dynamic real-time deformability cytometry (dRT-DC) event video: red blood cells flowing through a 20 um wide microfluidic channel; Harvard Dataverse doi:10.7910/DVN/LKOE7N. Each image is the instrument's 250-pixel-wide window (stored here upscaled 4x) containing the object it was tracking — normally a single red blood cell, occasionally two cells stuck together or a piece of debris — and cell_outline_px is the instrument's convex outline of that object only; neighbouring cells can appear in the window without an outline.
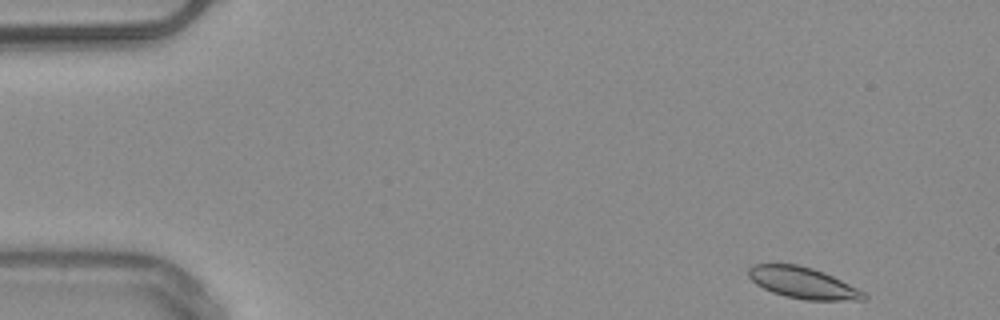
{"species": "common noctule bat (a hibernating species)", "species_latin": "Nyctalus noctula", "temperature_condition": "warm", "stored_images_in_passage": 49, "camera_frame_rate_fps": 3000, "um_per_image_px": 0.085, "animal": {"sex": "male", "body_mass_g": 20.4}, "frame": {"image": 1, "passage_image": 1, "time_ms": 0.0, "image_size_px": [1000, 320], "cell_outline_px": [[868, 296], [864, 300], [804, 300], [784, 296], [772, 292], [756, 284], [748, 276], [748, 268], [752, 264], [796, 264], [812, 268], [824, 272], [864, 292]], "centroid_in_image_um": [68.22, 24.04], "position_along_channel_um": 16.8, "area_um2": 20.92}}
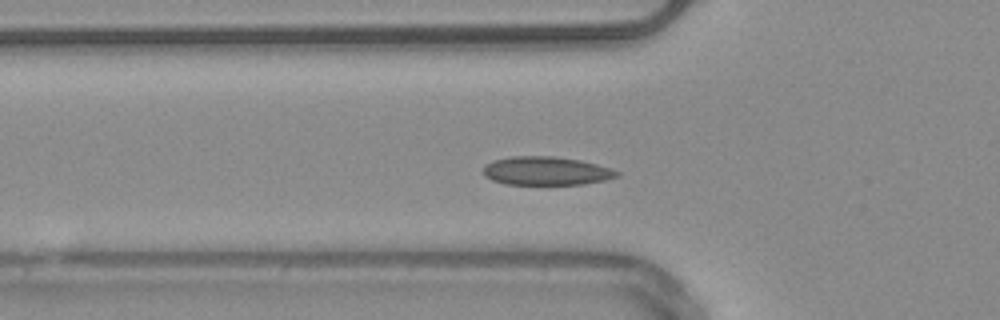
{"frame": {"image": 2, "passage_image": 14, "time_ms": 4.333, "image_size_px": [1000, 320], "cell_outline_px": [[620, 176], [604, 180], [584, 184], [504, 184], [492, 180], [484, 176], [484, 164], [492, 160], [512, 156], [552, 156], [580, 160], [612, 168], [620, 172]], "centroid_in_image_um": [46.42, 14.52], "position_along_channel_um": 79.4, "area_um2": 22.31}, "authors_computed_cell_mechanics": {"area_um2": 21.097, "velocity_mm_per_s": 3.9507, "shape_relaxation_time_tau1_ms": 5.8619, "shape_relaxation_time_tau2_ms": null, "deformation_change_tau1": 0.1018, "deformation_change_tau2": null}}